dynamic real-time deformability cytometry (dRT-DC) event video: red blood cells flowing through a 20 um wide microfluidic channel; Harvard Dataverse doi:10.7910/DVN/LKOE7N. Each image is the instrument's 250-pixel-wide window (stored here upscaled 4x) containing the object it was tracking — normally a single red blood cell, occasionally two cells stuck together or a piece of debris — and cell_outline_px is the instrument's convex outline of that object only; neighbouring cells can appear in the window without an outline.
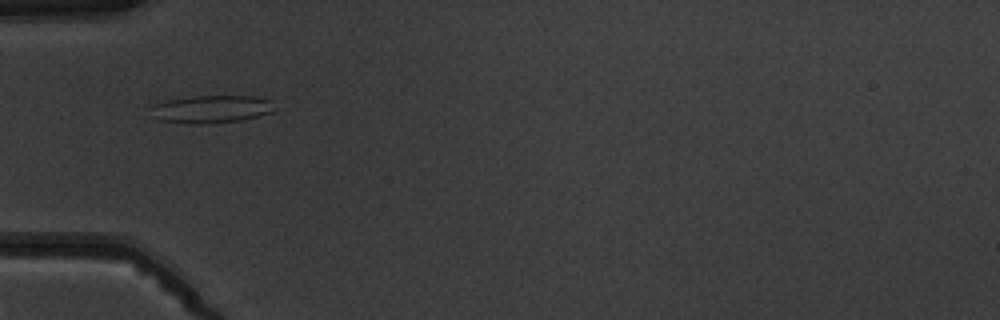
{"species": "common noctule bat (a hibernating species)", "species_latin": "Nyctalus noctula", "temperature_condition": "warm", "stored_images_in_passage": 7, "camera_frame_rate_fps": 3000, "um_per_image_px": 0.085, "animal": {"sex": "male", "body_mass_g": 19.5, "forearm_length_mm": 54.6}, "frame": {"image": 1, "passage_image": 5, "time_ms": 4.667, "image_size_px": [1000, 320], "cell_outline_px": [[272, 112], [240, 120], [212, 124], [188, 124], [156, 120], [152, 104], [168, 100], [192, 96], [252, 96], [272, 100]], "centroid_in_image_um": [17.94, 9.28], "position_along_channel_um": 67.1, "area_um2": 19.88}}
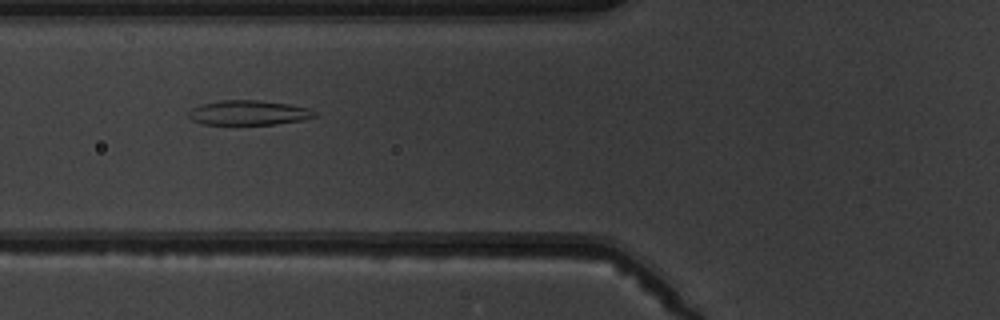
{"frame": {"image": 2, "passage_image": 6, "time_ms": 5.667, "image_size_px": [1000, 320], "cell_outline_px": [[316, 116], [304, 120], [276, 124], [204, 124], [192, 120], [188, 116], [188, 112], [192, 108], [200, 104], [220, 100], [256, 100], [288, 104], [308, 108], [316, 112]], "centroid_in_image_um": [21.12, 9.58], "position_along_channel_um": 104.7, "area_um2": 18.09}}
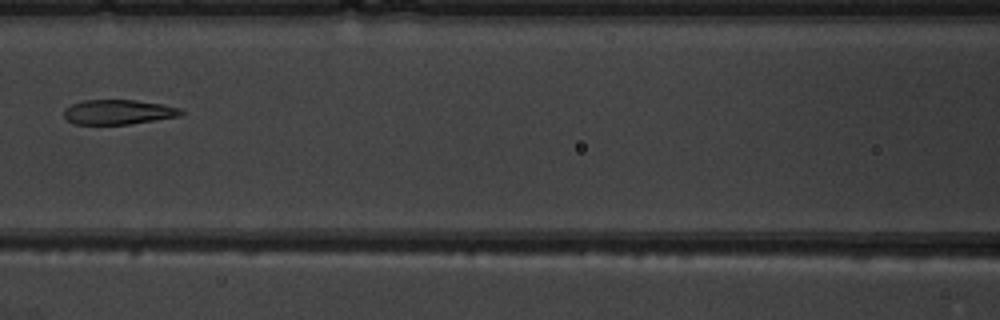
{"frame": {"image": 3, "passage_image": 7, "time_ms": 7.0, "image_size_px": [1000, 320], "cell_outline_px": [[184, 112], [180, 116], [128, 124], [72, 124], [64, 116], [64, 108], [72, 104], [84, 100], [136, 100], [160, 104], [180, 108]], "centroid_in_image_um": [10.03, 9.52], "position_along_channel_um": 156.6, "area_um2": 16.76}}